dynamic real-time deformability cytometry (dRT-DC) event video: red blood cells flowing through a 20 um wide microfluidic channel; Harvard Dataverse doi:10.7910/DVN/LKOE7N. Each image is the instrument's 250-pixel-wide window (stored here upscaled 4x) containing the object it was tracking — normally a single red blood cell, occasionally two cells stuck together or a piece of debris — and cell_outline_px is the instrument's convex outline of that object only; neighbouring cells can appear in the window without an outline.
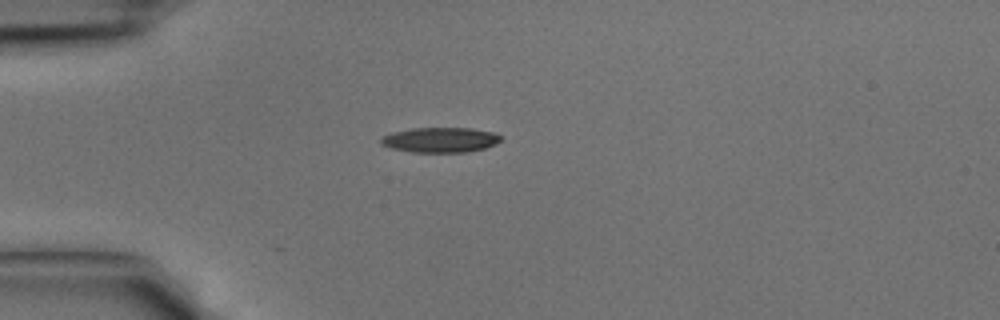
{"species": "common noctule bat (a hibernating species)", "species_latin": "Nyctalus noctula", "temperature_condition": "cold", "stored_images_in_passage": 31, "camera_frame_rate_fps": 3000, "um_per_image_px": 0.085, "animal": {"sex": "male", "body_mass_g": 15.6}, "frame": {"image": 1, "passage_image": 1, "time_ms": 0.0, "image_size_px": [1000, 320], "cell_outline_px": [[500, 140], [496, 144], [484, 148], [468, 152], [412, 152], [392, 148], [380, 144], [380, 136], [392, 132], [412, 128], [472, 128], [496, 132], [500, 136]], "centroid_in_image_um": [37.41, 11.88], "position_along_channel_um": 47.6, "area_um2": 17.63}}
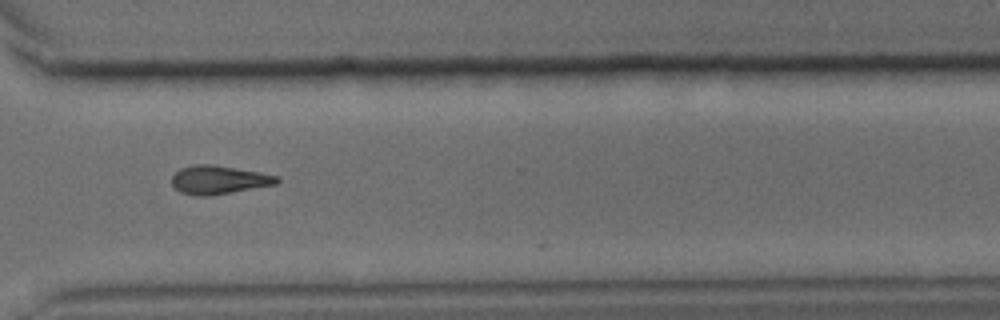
{"frame": {"image": 2, "passage_image": 21, "time_ms": 6.667, "image_size_px": [1000, 320], "cell_outline_px": [[280, 180], [276, 184], [208, 196], [196, 196], [180, 192], [172, 184], [172, 176], [180, 168], [192, 164], [212, 164], [260, 172], [280, 176]], "centroid_in_image_um": [18.59, 15.27], "position_along_channel_um": 352.0, "area_um2": 17.46}}
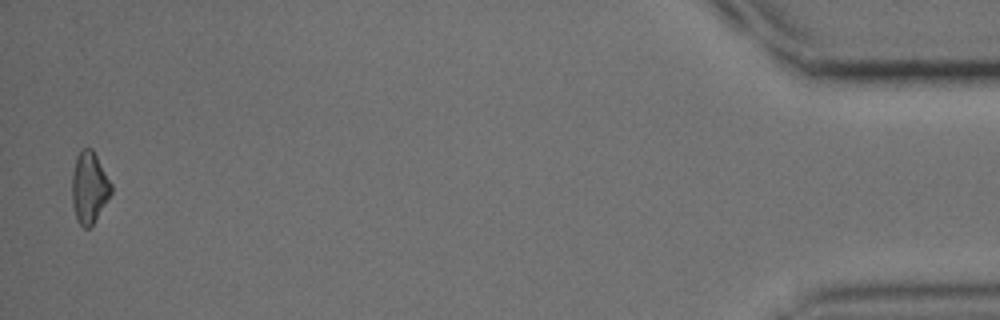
{"frame": {"image": 3, "passage_image": 31, "time_ms": 10.0, "image_size_px": [1000, 320], "cell_outline_px": [[112, 192], [92, 224], [88, 228], [84, 228], [76, 220], [72, 204], [72, 172], [76, 156], [80, 148], [92, 148], [112, 184]], "centroid_in_image_um": [7.56, 15.91], "position_along_channel_um": 427.6, "area_um2": 16.3}}